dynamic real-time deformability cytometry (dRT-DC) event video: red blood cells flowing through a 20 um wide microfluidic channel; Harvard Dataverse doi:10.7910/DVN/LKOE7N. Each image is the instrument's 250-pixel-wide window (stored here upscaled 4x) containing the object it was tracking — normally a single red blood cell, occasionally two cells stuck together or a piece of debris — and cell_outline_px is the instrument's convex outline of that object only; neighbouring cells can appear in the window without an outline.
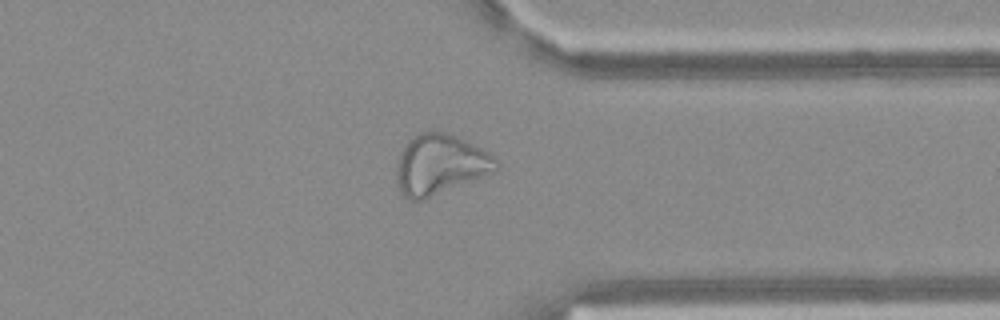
{"species": "Egyptian fruit bat (a non-hibernating species)", "species_latin": "Rousettus aegyptiacus", "temperature_condition": "warm", "stored_images_in_passage": 53, "camera_frame_rate_fps": 3000, "um_per_image_px": 0.085, "frame": {"image": 1, "passage_image": 41, "time_ms": 13.333, "image_size_px": [1000, 320], "cell_outline_px": [[500, 168], [496, 172], [424, 200], [408, 200], [400, 192], [396, 176], [396, 164], [400, 152], [412, 136], [428, 128], [432, 128], [456, 136], [488, 152], [500, 164]], "centroid_in_image_um": [37.4, 13.98], "position_along_channel_um": 374.0, "area_um2": 35.55}}
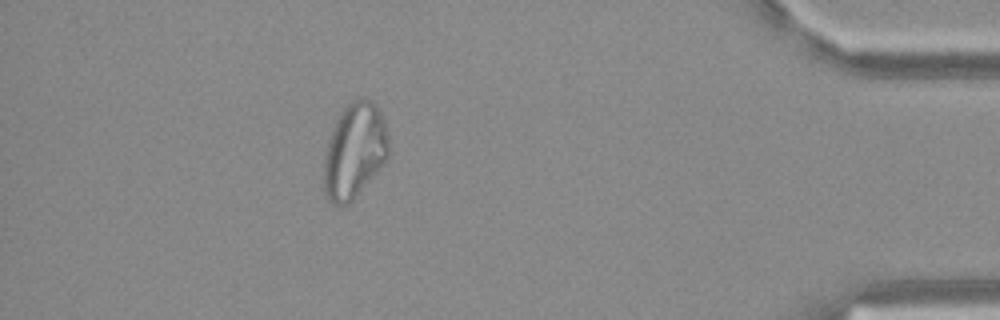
{"frame": {"image": 2, "passage_image": 47, "time_ms": 15.333, "image_size_px": [1000, 320], "cell_outline_px": [[388, 156], [352, 200], [348, 204], [340, 208], [332, 204], [328, 200], [324, 188], [324, 160], [328, 140], [336, 120], [344, 108], [356, 96], [364, 96], [376, 104], [384, 120], [388, 136]], "centroid_in_image_um": [30.11, 12.79], "position_along_channel_um": 405.1, "area_um2": 35.72}}